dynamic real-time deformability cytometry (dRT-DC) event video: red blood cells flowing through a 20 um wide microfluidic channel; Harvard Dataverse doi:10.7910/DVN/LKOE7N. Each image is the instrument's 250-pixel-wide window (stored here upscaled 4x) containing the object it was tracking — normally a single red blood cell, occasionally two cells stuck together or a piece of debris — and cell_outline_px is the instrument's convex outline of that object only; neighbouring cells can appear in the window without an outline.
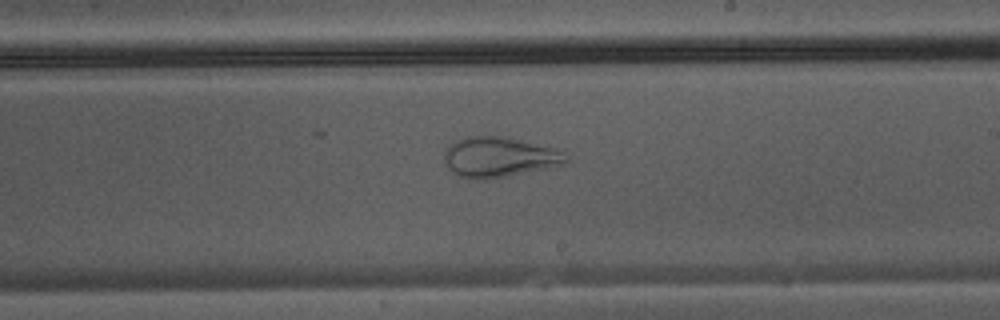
{"species": "Egyptian fruit bat (a non-hibernating species)", "species_latin": "Rousettus aegyptiacus", "temperature_condition": "warm", "stored_images_in_passage": 32, "camera_frame_rate_fps": 3000, "um_per_image_px": 0.085, "animal": {"sex": "male"}, "frame": {"image": 1, "passage_image": 14, "time_ms": 4.333, "image_size_px": [1000, 320], "cell_outline_px": [[568, 160], [564, 164], [504, 176], [476, 180], [460, 176], [452, 172], [448, 168], [444, 160], [444, 152], [456, 140], [464, 136], [508, 136], [552, 148], [564, 152], [568, 156]], "centroid_in_image_um": [42.4, 13.33], "position_along_channel_um": 246.6, "area_um2": 28.21}}